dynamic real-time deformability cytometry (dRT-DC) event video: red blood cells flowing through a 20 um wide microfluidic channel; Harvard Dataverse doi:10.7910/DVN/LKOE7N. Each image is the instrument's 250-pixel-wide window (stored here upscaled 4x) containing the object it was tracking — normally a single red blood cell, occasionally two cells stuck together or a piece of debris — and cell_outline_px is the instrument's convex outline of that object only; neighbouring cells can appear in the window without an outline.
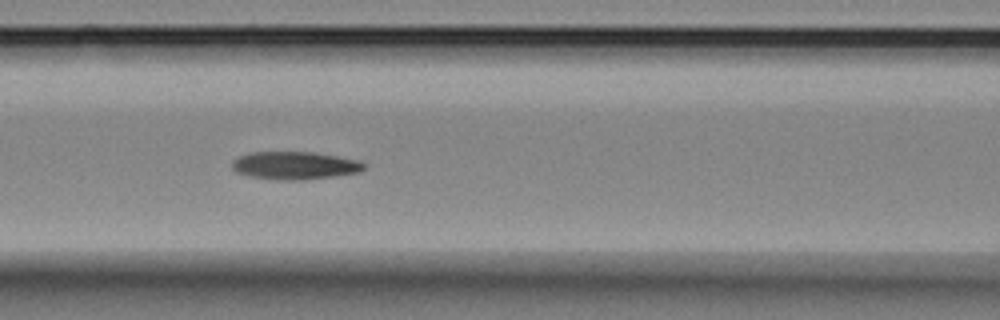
{"species": "Egyptian fruit bat (a non-hibernating species)", "species_latin": "Rousettus aegyptiacus", "temperature_condition": "room temperature", "stored_images_in_passage": 9, "camera_frame_rate_fps": 3000, "um_per_image_px": 0.085, "animal": {"sex": "female"}, "frame": {"image": 1, "passage_image": 6, "time_ms": 7.0, "image_size_px": [1000, 320], "cell_outline_px": [[364, 168], [360, 172], [336, 176], [300, 180], [276, 180], [252, 176], [236, 172], [232, 168], [232, 160], [248, 152], [312, 152], [360, 160], [364, 164]], "centroid_in_image_um": [25.05, 14.06], "position_along_channel_um": 141.5, "area_um2": 21.39}}
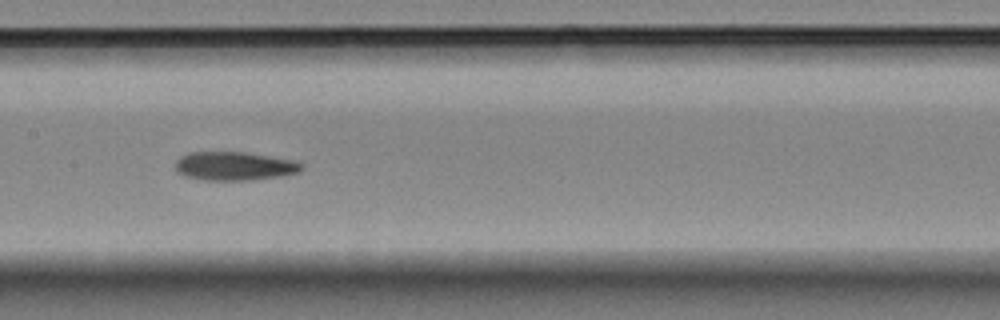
{"frame": {"image": 2, "passage_image": 7, "time_ms": 8.333, "image_size_px": [1000, 320], "cell_outline_px": [[304, 168], [300, 172], [280, 176], [252, 180], [200, 180], [184, 176], [176, 172], [176, 160], [180, 156], [188, 152], [244, 152], [296, 160], [304, 164]], "centroid_in_image_um": [19.93, 14.12], "position_along_channel_um": 187.5, "area_um2": 21.39}}
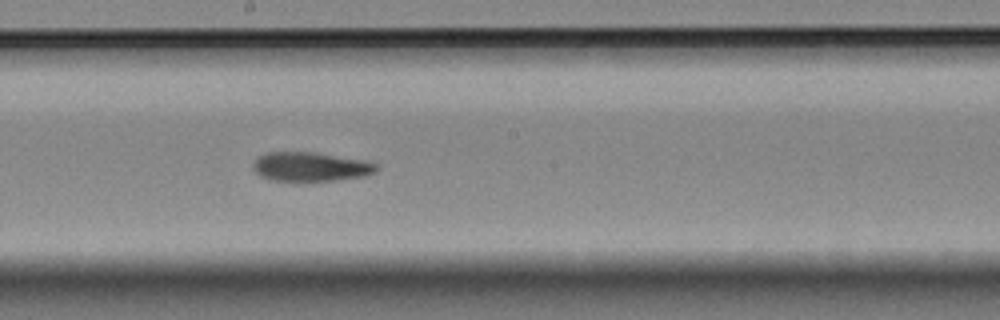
{"frame": {"image": 3, "passage_image": 8, "time_ms": 9.333, "image_size_px": [1000, 320], "cell_outline_px": [[380, 168], [376, 172], [364, 176], [336, 180], [268, 180], [260, 176], [252, 168], [252, 164], [260, 156], [268, 152], [316, 152], [372, 160], [380, 164]], "centroid_in_image_um": [26.51, 14.15], "position_along_channel_um": 221.7, "area_um2": 21.33}}